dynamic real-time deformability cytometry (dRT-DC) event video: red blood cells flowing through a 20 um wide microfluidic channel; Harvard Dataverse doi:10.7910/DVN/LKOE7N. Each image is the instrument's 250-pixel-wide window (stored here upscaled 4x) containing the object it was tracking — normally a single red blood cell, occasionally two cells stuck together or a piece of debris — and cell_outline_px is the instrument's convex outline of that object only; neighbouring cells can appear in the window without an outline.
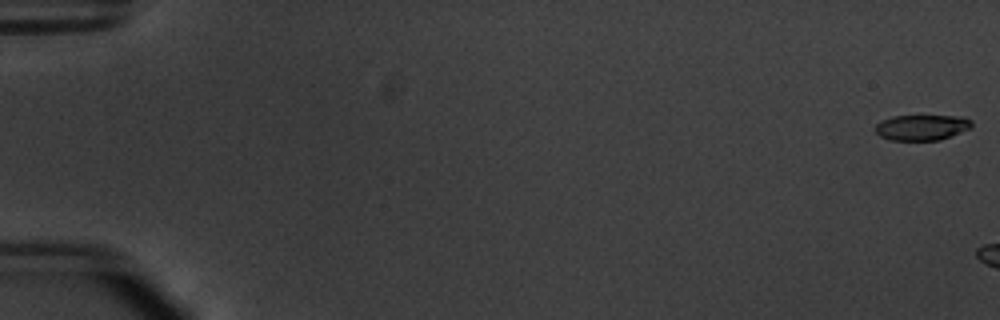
{"species": "common noctule bat (a hibernating species)", "species_latin": "Nyctalus noctula", "temperature_condition": "warm", "stored_images_in_passage": 6, "camera_frame_rate_fps": 3000, "um_per_image_px": 0.085, "animal": {"sex": "male", "body_mass_g": 20.1, "forearm_length_mm": 53.5}, "frame": {"image": 1, "passage_image": 1, "time_ms": 0.0, "image_size_px": [1000, 320], "cell_outline_px": [[972, 128], [940, 140], [888, 140], [880, 136], [876, 132], [876, 124], [880, 120], [892, 116], [964, 116], [972, 120]], "centroid_in_image_um": [78.37, 10.83], "position_along_channel_um": 6.6, "area_um2": 14.51}}